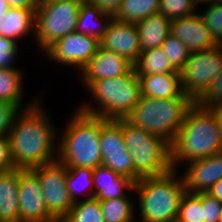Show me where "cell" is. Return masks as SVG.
Segmentation results:
<instances>
[{
	"mask_svg": "<svg viewBox=\"0 0 222 222\" xmlns=\"http://www.w3.org/2000/svg\"><path fill=\"white\" fill-rule=\"evenodd\" d=\"M84 0H44L36 7V45L45 52L58 39L76 31L81 4Z\"/></svg>",
	"mask_w": 222,
	"mask_h": 222,
	"instance_id": "ba28073f",
	"label": "cell"
},
{
	"mask_svg": "<svg viewBox=\"0 0 222 222\" xmlns=\"http://www.w3.org/2000/svg\"><path fill=\"white\" fill-rule=\"evenodd\" d=\"M10 8L7 0H0V20L6 15L7 10Z\"/></svg>",
	"mask_w": 222,
	"mask_h": 222,
	"instance_id": "7bdbcfd3",
	"label": "cell"
},
{
	"mask_svg": "<svg viewBox=\"0 0 222 222\" xmlns=\"http://www.w3.org/2000/svg\"><path fill=\"white\" fill-rule=\"evenodd\" d=\"M100 46L99 40L77 31L58 39L45 52L46 57L64 66H76L79 73Z\"/></svg>",
	"mask_w": 222,
	"mask_h": 222,
	"instance_id": "7c38bea8",
	"label": "cell"
},
{
	"mask_svg": "<svg viewBox=\"0 0 222 222\" xmlns=\"http://www.w3.org/2000/svg\"><path fill=\"white\" fill-rule=\"evenodd\" d=\"M218 222H222V210H221Z\"/></svg>",
	"mask_w": 222,
	"mask_h": 222,
	"instance_id": "7dc6e473",
	"label": "cell"
},
{
	"mask_svg": "<svg viewBox=\"0 0 222 222\" xmlns=\"http://www.w3.org/2000/svg\"><path fill=\"white\" fill-rule=\"evenodd\" d=\"M93 170L83 167L67 168L66 186L74 203L79 201L80 195L86 193V190H89L88 195H85L86 199L94 197ZM83 189L85 192L82 191Z\"/></svg>",
	"mask_w": 222,
	"mask_h": 222,
	"instance_id": "4316f807",
	"label": "cell"
},
{
	"mask_svg": "<svg viewBox=\"0 0 222 222\" xmlns=\"http://www.w3.org/2000/svg\"><path fill=\"white\" fill-rule=\"evenodd\" d=\"M222 71V45L189 55L180 71L182 92L196 103Z\"/></svg>",
	"mask_w": 222,
	"mask_h": 222,
	"instance_id": "9c48e42d",
	"label": "cell"
},
{
	"mask_svg": "<svg viewBox=\"0 0 222 222\" xmlns=\"http://www.w3.org/2000/svg\"><path fill=\"white\" fill-rule=\"evenodd\" d=\"M187 164L184 174L181 175L187 193L207 192L222 179V151Z\"/></svg>",
	"mask_w": 222,
	"mask_h": 222,
	"instance_id": "2e32d148",
	"label": "cell"
},
{
	"mask_svg": "<svg viewBox=\"0 0 222 222\" xmlns=\"http://www.w3.org/2000/svg\"><path fill=\"white\" fill-rule=\"evenodd\" d=\"M222 151L219 125L210 108L194 103L186 112L183 124L170 144L171 168L197 159H203ZM184 161V163H183Z\"/></svg>",
	"mask_w": 222,
	"mask_h": 222,
	"instance_id": "7a4b0ae2",
	"label": "cell"
},
{
	"mask_svg": "<svg viewBox=\"0 0 222 222\" xmlns=\"http://www.w3.org/2000/svg\"><path fill=\"white\" fill-rule=\"evenodd\" d=\"M32 170L38 175L48 213L55 220L64 219L74 204L66 186L67 167L57 159Z\"/></svg>",
	"mask_w": 222,
	"mask_h": 222,
	"instance_id": "30bf717a",
	"label": "cell"
},
{
	"mask_svg": "<svg viewBox=\"0 0 222 222\" xmlns=\"http://www.w3.org/2000/svg\"><path fill=\"white\" fill-rule=\"evenodd\" d=\"M202 208L204 222H218L222 203L207 192H202Z\"/></svg>",
	"mask_w": 222,
	"mask_h": 222,
	"instance_id": "8d00e7d4",
	"label": "cell"
},
{
	"mask_svg": "<svg viewBox=\"0 0 222 222\" xmlns=\"http://www.w3.org/2000/svg\"><path fill=\"white\" fill-rule=\"evenodd\" d=\"M112 18L111 14L104 12L97 5L84 0L79 10L76 31L100 41Z\"/></svg>",
	"mask_w": 222,
	"mask_h": 222,
	"instance_id": "603a6c76",
	"label": "cell"
},
{
	"mask_svg": "<svg viewBox=\"0 0 222 222\" xmlns=\"http://www.w3.org/2000/svg\"><path fill=\"white\" fill-rule=\"evenodd\" d=\"M170 34L183 42L191 53L217 45L211 38L199 12L188 17L172 20Z\"/></svg>",
	"mask_w": 222,
	"mask_h": 222,
	"instance_id": "e0dca14e",
	"label": "cell"
},
{
	"mask_svg": "<svg viewBox=\"0 0 222 222\" xmlns=\"http://www.w3.org/2000/svg\"><path fill=\"white\" fill-rule=\"evenodd\" d=\"M196 103L203 108L222 105V71L214 78L210 87Z\"/></svg>",
	"mask_w": 222,
	"mask_h": 222,
	"instance_id": "836d02e7",
	"label": "cell"
},
{
	"mask_svg": "<svg viewBox=\"0 0 222 222\" xmlns=\"http://www.w3.org/2000/svg\"><path fill=\"white\" fill-rule=\"evenodd\" d=\"M100 47L114 51L133 65L142 52L136 23L122 22L112 18L101 37Z\"/></svg>",
	"mask_w": 222,
	"mask_h": 222,
	"instance_id": "5bb4252c",
	"label": "cell"
},
{
	"mask_svg": "<svg viewBox=\"0 0 222 222\" xmlns=\"http://www.w3.org/2000/svg\"><path fill=\"white\" fill-rule=\"evenodd\" d=\"M194 102L184 93L173 98H151L141 96L127 119L137 127L162 137L171 144L187 110Z\"/></svg>",
	"mask_w": 222,
	"mask_h": 222,
	"instance_id": "8992f818",
	"label": "cell"
},
{
	"mask_svg": "<svg viewBox=\"0 0 222 222\" xmlns=\"http://www.w3.org/2000/svg\"><path fill=\"white\" fill-rule=\"evenodd\" d=\"M15 169L8 137H0V173Z\"/></svg>",
	"mask_w": 222,
	"mask_h": 222,
	"instance_id": "74e56055",
	"label": "cell"
},
{
	"mask_svg": "<svg viewBox=\"0 0 222 222\" xmlns=\"http://www.w3.org/2000/svg\"><path fill=\"white\" fill-rule=\"evenodd\" d=\"M208 194L215 197L222 203V179L217 181L208 191Z\"/></svg>",
	"mask_w": 222,
	"mask_h": 222,
	"instance_id": "60d3db41",
	"label": "cell"
},
{
	"mask_svg": "<svg viewBox=\"0 0 222 222\" xmlns=\"http://www.w3.org/2000/svg\"><path fill=\"white\" fill-rule=\"evenodd\" d=\"M161 48L169 58L171 65L180 72L191 54L188 47L178 38L169 34L162 43Z\"/></svg>",
	"mask_w": 222,
	"mask_h": 222,
	"instance_id": "4dcf8cb0",
	"label": "cell"
},
{
	"mask_svg": "<svg viewBox=\"0 0 222 222\" xmlns=\"http://www.w3.org/2000/svg\"><path fill=\"white\" fill-rule=\"evenodd\" d=\"M136 75L180 73L170 63L161 47L142 51L134 64Z\"/></svg>",
	"mask_w": 222,
	"mask_h": 222,
	"instance_id": "d4e9b609",
	"label": "cell"
},
{
	"mask_svg": "<svg viewBox=\"0 0 222 222\" xmlns=\"http://www.w3.org/2000/svg\"><path fill=\"white\" fill-rule=\"evenodd\" d=\"M171 169L160 176L142 177L134 183L142 222H175L182 196L186 193L182 176Z\"/></svg>",
	"mask_w": 222,
	"mask_h": 222,
	"instance_id": "277c9868",
	"label": "cell"
},
{
	"mask_svg": "<svg viewBox=\"0 0 222 222\" xmlns=\"http://www.w3.org/2000/svg\"><path fill=\"white\" fill-rule=\"evenodd\" d=\"M99 202L104 222H133L136 219L135 206L127 194L121 198Z\"/></svg>",
	"mask_w": 222,
	"mask_h": 222,
	"instance_id": "83f0119b",
	"label": "cell"
},
{
	"mask_svg": "<svg viewBox=\"0 0 222 222\" xmlns=\"http://www.w3.org/2000/svg\"><path fill=\"white\" fill-rule=\"evenodd\" d=\"M191 1L194 4V6L196 7V9H197V6L199 8V5H201V4H208L209 5L211 3V0H191Z\"/></svg>",
	"mask_w": 222,
	"mask_h": 222,
	"instance_id": "ee69618b",
	"label": "cell"
},
{
	"mask_svg": "<svg viewBox=\"0 0 222 222\" xmlns=\"http://www.w3.org/2000/svg\"><path fill=\"white\" fill-rule=\"evenodd\" d=\"M211 38L217 45H222V4H209L206 10L199 12Z\"/></svg>",
	"mask_w": 222,
	"mask_h": 222,
	"instance_id": "1f68e13d",
	"label": "cell"
},
{
	"mask_svg": "<svg viewBox=\"0 0 222 222\" xmlns=\"http://www.w3.org/2000/svg\"><path fill=\"white\" fill-rule=\"evenodd\" d=\"M40 103L38 100L22 110L7 135L17 169H32L58 159L59 138L56 135L59 131Z\"/></svg>",
	"mask_w": 222,
	"mask_h": 222,
	"instance_id": "6da1fadb",
	"label": "cell"
},
{
	"mask_svg": "<svg viewBox=\"0 0 222 222\" xmlns=\"http://www.w3.org/2000/svg\"><path fill=\"white\" fill-rule=\"evenodd\" d=\"M159 13L172 21L191 16L197 11L191 0H160Z\"/></svg>",
	"mask_w": 222,
	"mask_h": 222,
	"instance_id": "d6a6232c",
	"label": "cell"
},
{
	"mask_svg": "<svg viewBox=\"0 0 222 222\" xmlns=\"http://www.w3.org/2000/svg\"><path fill=\"white\" fill-rule=\"evenodd\" d=\"M91 4L97 5L104 12L111 14L112 16L116 13L123 0H86Z\"/></svg>",
	"mask_w": 222,
	"mask_h": 222,
	"instance_id": "f35d334b",
	"label": "cell"
},
{
	"mask_svg": "<svg viewBox=\"0 0 222 222\" xmlns=\"http://www.w3.org/2000/svg\"><path fill=\"white\" fill-rule=\"evenodd\" d=\"M211 4H222V0H211Z\"/></svg>",
	"mask_w": 222,
	"mask_h": 222,
	"instance_id": "f6af8a7d",
	"label": "cell"
},
{
	"mask_svg": "<svg viewBox=\"0 0 222 222\" xmlns=\"http://www.w3.org/2000/svg\"><path fill=\"white\" fill-rule=\"evenodd\" d=\"M10 8L36 9V0H7Z\"/></svg>",
	"mask_w": 222,
	"mask_h": 222,
	"instance_id": "ab89813d",
	"label": "cell"
},
{
	"mask_svg": "<svg viewBox=\"0 0 222 222\" xmlns=\"http://www.w3.org/2000/svg\"><path fill=\"white\" fill-rule=\"evenodd\" d=\"M133 68L134 65L126 58L99 46L94 56L81 70L79 79L87 88L93 81L119 77L129 73Z\"/></svg>",
	"mask_w": 222,
	"mask_h": 222,
	"instance_id": "9a60e30c",
	"label": "cell"
},
{
	"mask_svg": "<svg viewBox=\"0 0 222 222\" xmlns=\"http://www.w3.org/2000/svg\"><path fill=\"white\" fill-rule=\"evenodd\" d=\"M160 0H123L113 18L122 22L137 23L158 13Z\"/></svg>",
	"mask_w": 222,
	"mask_h": 222,
	"instance_id": "484cf974",
	"label": "cell"
},
{
	"mask_svg": "<svg viewBox=\"0 0 222 222\" xmlns=\"http://www.w3.org/2000/svg\"><path fill=\"white\" fill-rule=\"evenodd\" d=\"M176 222H204L202 193H185L180 201Z\"/></svg>",
	"mask_w": 222,
	"mask_h": 222,
	"instance_id": "f546056e",
	"label": "cell"
},
{
	"mask_svg": "<svg viewBox=\"0 0 222 222\" xmlns=\"http://www.w3.org/2000/svg\"><path fill=\"white\" fill-rule=\"evenodd\" d=\"M17 43L12 39L0 37V68L15 67L12 64L20 50Z\"/></svg>",
	"mask_w": 222,
	"mask_h": 222,
	"instance_id": "d590c367",
	"label": "cell"
},
{
	"mask_svg": "<svg viewBox=\"0 0 222 222\" xmlns=\"http://www.w3.org/2000/svg\"><path fill=\"white\" fill-rule=\"evenodd\" d=\"M86 89L98 106L83 103L78 109L107 120L127 118L141 98V83L134 68L119 77L93 81Z\"/></svg>",
	"mask_w": 222,
	"mask_h": 222,
	"instance_id": "5b68a950",
	"label": "cell"
},
{
	"mask_svg": "<svg viewBox=\"0 0 222 222\" xmlns=\"http://www.w3.org/2000/svg\"><path fill=\"white\" fill-rule=\"evenodd\" d=\"M58 142V160L67 168H96L102 165L101 117L83 113L78 108L71 114Z\"/></svg>",
	"mask_w": 222,
	"mask_h": 222,
	"instance_id": "3957f363",
	"label": "cell"
},
{
	"mask_svg": "<svg viewBox=\"0 0 222 222\" xmlns=\"http://www.w3.org/2000/svg\"><path fill=\"white\" fill-rule=\"evenodd\" d=\"M50 222H65L64 219H56V220H52Z\"/></svg>",
	"mask_w": 222,
	"mask_h": 222,
	"instance_id": "bcb514c9",
	"label": "cell"
},
{
	"mask_svg": "<svg viewBox=\"0 0 222 222\" xmlns=\"http://www.w3.org/2000/svg\"><path fill=\"white\" fill-rule=\"evenodd\" d=\"M94 198L99 201L124 197L134 193V182L127 176L120 175L103 165L93 170Z\"/></svg>",
	"mask_w": 222,
	"mask_h": 222,
	"instance_id": "ac0fdd59",
	"label": "cell"
},
{
	"mask_svg": "<svg viewBox=\"0 0 222 222\" xmlns=\"http://www.w3.org/2000/svg\"><path fill=\"white\" fill-rule=\"evenodd\" d=\"M122 131L132 156L134 183L142 177L164 175L172 169L170 144L162 137L135 126L127 118H122Z\"/></svg>",
	"mask_w": 222,
	"mask_h": 222,
	"instance_id": "52a82bcc",
	"label": "cell"
},
{
	"mask_svg": "<svg viewBox=\"0 0 222 222\" xmlns=\"http://www.w3.org/2000/svg\"><path fill=\"white\" fill-rule=\"evenodd\" d=\"M19 169L0 173V222H19Z\"/></svg>",
	"mask_w": 222,
	"mask_h": 222,
	"instance_id": "ffe728a7",
	"label": "cell"
},
{
	"mask_svg": "<svg viewBox=\"0 0 222 222\" xmlns=\"http://www.w3.org/2000/svg\"><path fill=\"white\" fill-rule=\"evenodd\" d=\"M23 73L18 67L0 68V101L16 104L21 110L30 108L38 100L26 103L25 108L22 104L23 98ZM21 106L23 108H21Z\"/></svg>",
	"mask_w": 222,
	"mask_h": 222,
	"instance_id": "cb8c5ba5",
	"label": "cell"
},
{
	"mask_svg": "<svg viewBox=\"0 0 222 222\" xmlns=\"http://www.w3.org/2000/svg\"><path fill=\"white\" fill-rule=\"evenodd\" d=\"M141 83V96L151 98L179 97L181 88L180 73L137 75Z\"/></svg>",
	"mask_w": 222,
	"mask_h": 222,
	"instance_id": "44dd1931",
	"label": "cell"
},
{
	"mask_svg": "<svg viewBox=\"0 0 222 222\" xmlns=\"http://www.w3.org/2000/svg\"><path fill=\"white\" fill-rule=\"evenodd\" d=\"M142 51L161 47L171 32V20L155 13L136 23Z\"/></svg>",
	"mask_w": 222,
	"mask_h": 222,
	"instance_id": "7402d4cb",
	"label": "cell"
},
{
	"mask_svg": "<svg viewBox=\"0 0 222 222\" xmlns=\"http://www.w3.org/2000/svg\"><path fill=\"white\" fill-rule=\"evenodd\" d=\"M217 119L218 125H219V131H220V136H221V141H222V105L221 106H215L210 108Z\"/></svg>",
	"mask_w": 222,
	"mask_h": 222,
	"instance_id": "b9f144b4",
	"label": "cell"
},
{
	"mask_svg": "<svg viewBox=\"0 0 222 222\" xmlns=\"http://www.w3.org/2000/svg\"><path fill=\"white\" fill-rule=\"evenodd\" d=\"M19 222L55 220L46 208L38 175L32 169H19Z\"/></svg>",
	"mask_w": 222,
	"mask_h": 222,
	"instance_id": "4fadbf2b",
	"label": "cell"
},
{
	"mask_svg": "<svg viewBox=\"0 0 222 222\" xmlns=\"http://www.w3.org/2000/svg\"><path fill=\"white\" fill-rule=\"evenodd\" d=\"M65 222H104L100 202L96 198L75 202L64 218Z\"/></svg>",
	"mask_w": 222,
	"mask_h": 222,
	"instance_id": "f1b7e54d",
	"label": "cell"
},
{
	"mask_svg": "<svg viewBox=\"0 0 222 222\" xmlns=\"http://www.w3.org/2000/svg\"><path fill=\"white\" fill-rule=\"evenodd\" d=\"M21 109L16 104L0 101V137H7Z\"/></svg>",
	"mask_w": 222,
	"mask_h": 222,
	"instance_id": "e575fe53",
	"label": "cell"
},
{
	"mask_svg": "<svg viewBox=\"0 0 222 222\" xmlns=\"http://www.w3.org/2000/svg\"><path fill=\"white\" fill-rule=\"evenodd\" d=\"M36 9L9 8L0 20V37L17 42L32 33L35 37Z\"/></svg>",
	"mask_w": 222,
	"mask_h": 222,
	"instance_id": "d6986e66",
	"label": "cell"
},
{
	"mask_svg": "<svg viewBox=\"0 0 222 222\" xmlns=\"http://www.w3.org/2000/svg\"><path fill=\"white\" fill-rule=\"evenodd\" d=\"M100 148L102 165L133 181V161L124 143L122 119L101 117Z\"/></svg>",
	"mask_w": 222,
	"mask_h": 222,
	"instance_id": "8fae6325",
	"label": "cell"
}]
</instances>
